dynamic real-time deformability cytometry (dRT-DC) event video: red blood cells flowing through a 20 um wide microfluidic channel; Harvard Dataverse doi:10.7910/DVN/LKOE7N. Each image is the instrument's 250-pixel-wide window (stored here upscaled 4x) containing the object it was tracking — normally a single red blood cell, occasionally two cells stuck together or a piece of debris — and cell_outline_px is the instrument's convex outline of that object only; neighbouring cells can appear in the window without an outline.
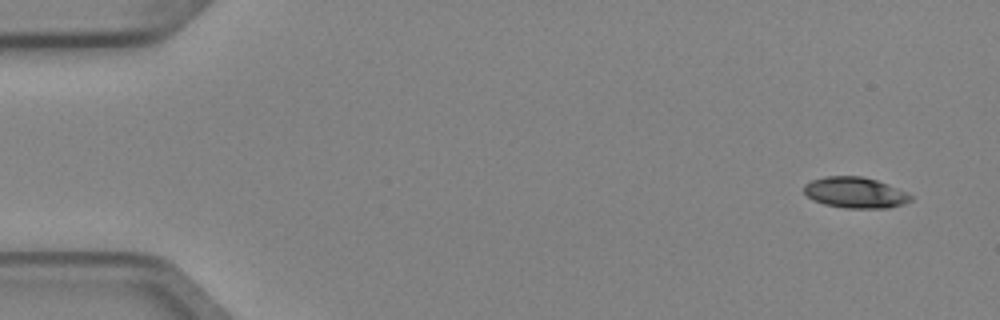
{"species": "Egyptian fruit bat (a non-hibernating species)", "species_latin": "Rousettus aegyptiacus", "temperature_condition": "cold", "stored_images_in_passage": 5, "camera_frame_rate_fps": 3000, "um_per_image_px": 0.085, "animal": {"sex": "female"}, "frame": {"image": 1, "passage_image": 1, "time_ms": 0.0, "image_size_px": [1000, 320], "cell_outline_px": [[912, 200], [904, 204], [888, 208], [844, 208], [824, 204], [812, 200], [804, 192], [804, 184], [812, 180], [828, 176], [860, 176], [876, 180], [904, 192], [912, 196]], "centroid_in_image_um": [72.66, 16.38], "position_along_channel_um": 12.3, "area_um2": 19.02}}
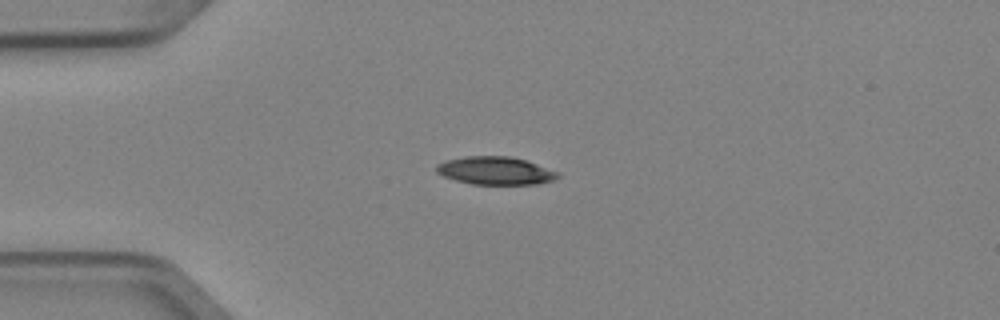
{"frame": {"image": 2, "passage_image": 4, "time_ms": 1.0, "image_size_px": [1000, 320], "cell_outline_px": [[560, 176], [552, 180], [536, 184], [472, 184], [456, 180], [444, 176], [436, 172], [436, 164], [444, 160], [464, 156], [508, 156], [524, 160], [560, 172]], "centroid_in_image_um": [42.08, 14.5], "position_along_channel_um": 42.9, "area_um2": 19.71}}